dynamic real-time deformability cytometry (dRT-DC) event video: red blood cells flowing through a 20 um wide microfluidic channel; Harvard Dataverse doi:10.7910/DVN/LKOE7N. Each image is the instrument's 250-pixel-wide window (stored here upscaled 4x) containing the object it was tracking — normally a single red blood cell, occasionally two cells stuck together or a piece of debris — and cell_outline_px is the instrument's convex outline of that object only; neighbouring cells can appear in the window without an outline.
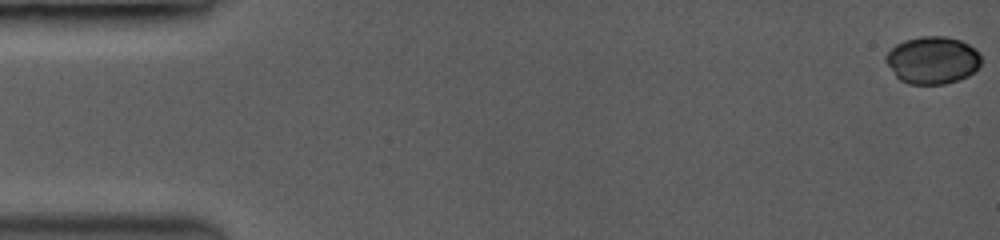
{"species": "common noctule bat (a hibernating species)", "species_latin": "Nyctalus noctula", "temperature_condition": "room temperature", "stored_images_in_passage": 58, "camera_frame_rate_fps": 3500, "um_per_image_px": 0.085, "animal": {"sex": "female", "body_mass_g": 19.0, "forearm_length_mm": 53.3}, "frame": {"image": 1, "passage_image": 1, "time_ms": 0.0, "image_size_px": [1000, 240], "cell_outline_px": [[980, 64], [968, 76], [960, 80], [944, 84], [908, 84], [900, 80], [896, 76], [888, 64], [888, 52], [896, 44], [908, 40], [924, 36], [944, 36], [960, 40], [968, 44], [980, 56]], "centroid_in_image_um": [79.28, 5.13], "position_along_channel_um": 5.7, "area_um2": 25.78}}
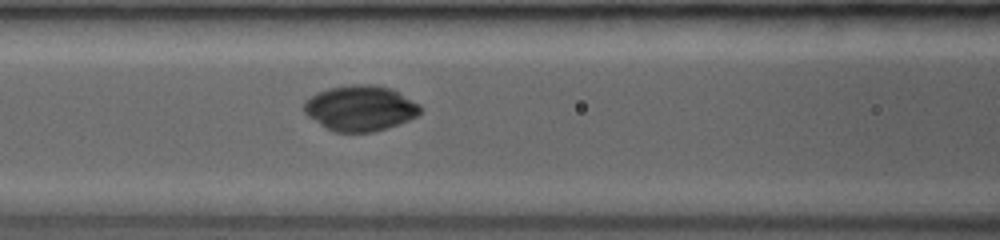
{"frame": {"image": 2, "passage_image": 26, "time_ms": 7.143, "image_size_px": [1000, 240], "cell_outline_px": [[420, 112], [416, 116], [408, 120], [372, 132], [332, 132], [308, 116], [304, 112], [304, 104], [312, 96], [328, 88], [352, 84], [368, 84], [388, 88], [420, 104]], "centroid_in_image_um": [30.59, 9.2], "position_along_channel_um": 136.0, "area_um2": 30.17}}
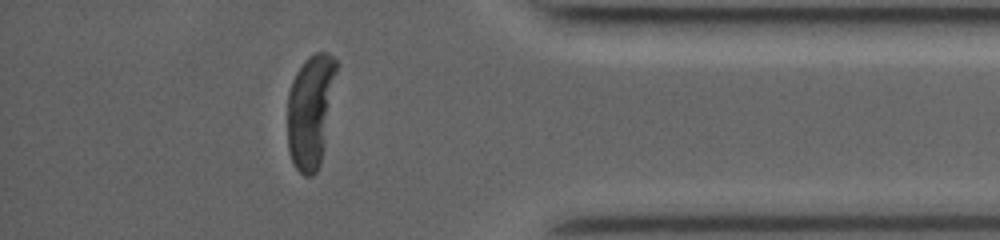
{"frame": {"image": 3, "passage_image": 51, "time_ms": 14.286, "image_size_px": [1000, 240], "cell_outline_px": [[340, 64], [324, 148], [320, 164], [316, 172], [312, 176], [304, 176], [296, 168], [288, 152], [288, 92], [292, 80], [296, 72], [304, 60], [308, 56], [316, 52], [328, 52]], "centroid_in_image_um": [26.43, 9.37], "position_along_channel_um": 408.8, "area_um2": 33.18}, "authors_computed_cell_mechanics": {"area_um2": 29.9982, "velocity_mm_per_s": 4.0097, "shape_relaxation_time_tau1_ms": 2.6357, "shape_relaxation_time_tau2_ms": null, "deformation_change_tau1": 0.1567, "deformation_change_tau2": null}}